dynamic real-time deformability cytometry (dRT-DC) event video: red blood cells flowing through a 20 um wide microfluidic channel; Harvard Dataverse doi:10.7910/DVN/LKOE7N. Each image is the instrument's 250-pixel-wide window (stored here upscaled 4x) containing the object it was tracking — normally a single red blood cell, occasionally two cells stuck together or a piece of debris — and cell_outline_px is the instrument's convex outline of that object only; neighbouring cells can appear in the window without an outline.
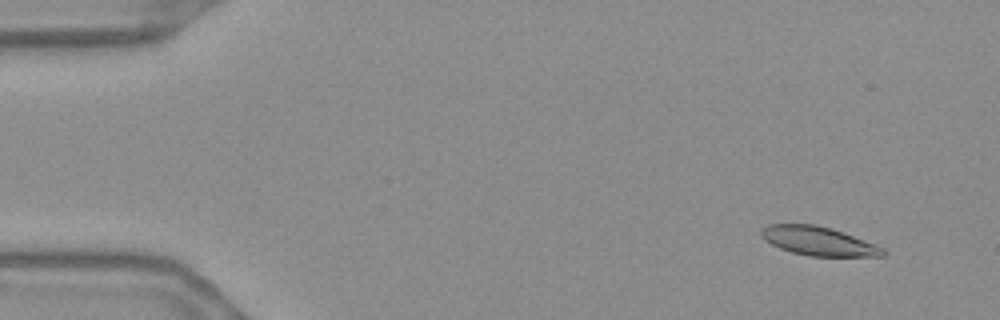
{"species": "Egyptian fruit bat (a non-hibernating species)", "species_latin": "Rousettus aegyptiacus", "temperature_condition": "warm", "stored_images_in_passage": 56, "camera_frame_rate_fps": 3000, "um_per_image_px": 0.085, "frame": {"image": 1, "passage_image": 5, "time_ms": 1.333, "image_size_px": [1000, 320], "cell_outline_px": [[888, 252], [884, 256], [808, 256], [792, 252], [780, 248], [764, 240], [760, 236], [760, 228], [768, 224], [816, 224], [832, 228], [876, 244], [884, 248]], "centroid_in_image_um": [69.56, 20.48], "position_along_channel_um": 15.4, "area_um2": 20.69}}
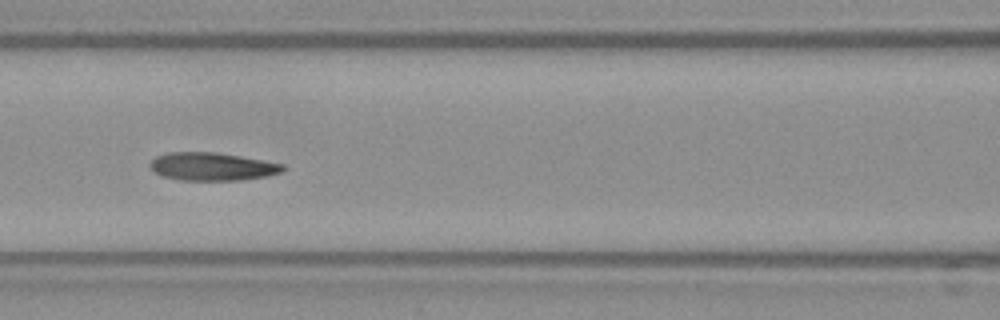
{"frame": {"image": 2, "passage_image": 25, "time_ms": 8.0, "image_size_px": [1000, 320], "cell_outline_px": [[288, 168], [284, 172], [268, 176], [240, 180], [180, 180], [160, 176], [148, 164], [156, 156], [168, 152], [216, 152], [240, 156], [284, 164]], "centroid_in_image_um": [18.07, 14.16], "position_along_channel_um": 148.5, "area_um2": 21.85}}
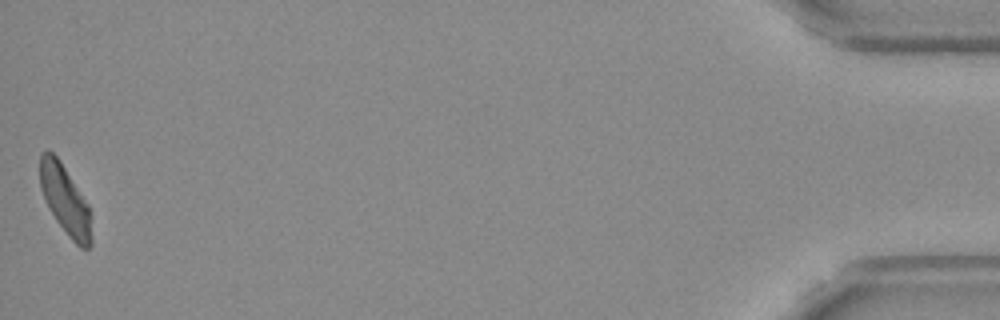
{"frame": {"image": 3, "passage_image": 56, "time_ms": 18.333, "image_size_px": [1000, 320], "cell_outline_px": [[92, 244], [88, 248], [80, 248], [68, 236], [56, 220], [48, 208], [44, 200], [40, 188], [40, 152], [48, 148], [60, 160], [88, 204], [92, 236]], "centroid_in_image_um": [5.52, 16.98], "position_along_channel_um": 429.7, "area_um2": 20.87}, "authors_computed_cell_mechanics": {"area_um2": 21.8195, "velocity_mm_per_s": 3.6535, "shape_relaxation_time_tau1_ms": null, "shape_relaxation_time_tau2_ms": 5.4531, "deformation_change_tau1": null, "deformation_change_tau2": 0.1481}}